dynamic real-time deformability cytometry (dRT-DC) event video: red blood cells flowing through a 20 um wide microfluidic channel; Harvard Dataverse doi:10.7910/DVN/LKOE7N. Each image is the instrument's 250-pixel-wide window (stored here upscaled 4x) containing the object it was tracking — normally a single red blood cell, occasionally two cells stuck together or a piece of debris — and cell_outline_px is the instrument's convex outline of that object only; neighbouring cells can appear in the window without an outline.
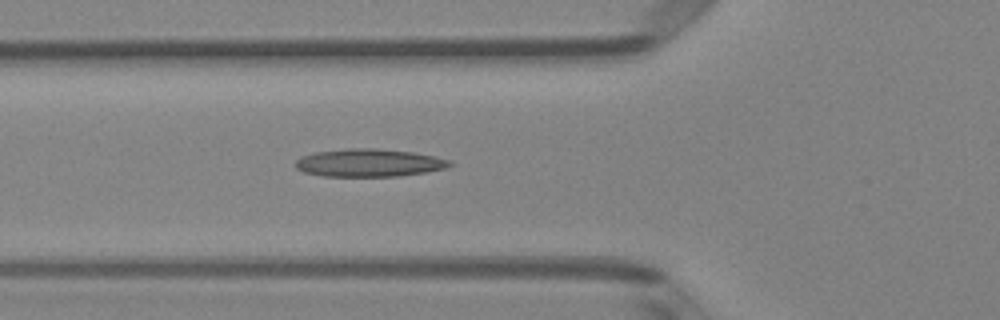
{"species": "Egyptian fruit bat (a non-hibernating species)", "species_latin": "Rousettus aegyptiacus", "temperature_condition": "room temperature", "stored_images_in_passage": 26, "camera_frame_rate_fps": 3000, "um_per_image_px": 0.085, "animal": {"sex": "female"}, "frame": {"image": 1, "passage_image": 8, "time_ms": 2.333, "image_size_px": [1000, 320], "cell_outline_px": [[452, 164], [444, 168], [424, 172], [400, 176], [324, 176], [304, 172], [296, 168], [296, 160], [300, 156], [316, 152], [348, 148], [376, 148], [412, 152], [452, 160]], "centroid_in_image_um": [31.34, 13.83], "position_along_channel_um": 94.5, "area_um2": 24.85}}
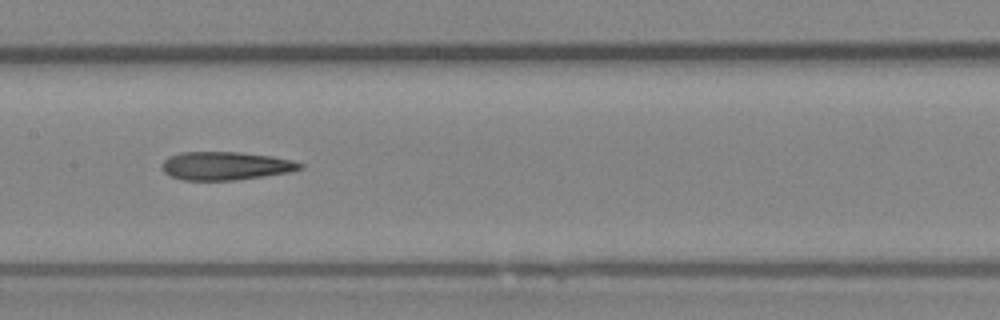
{"frame": {"image": 2, "passage_image": 15, "time_ms": 4.667, "image_size_px": [1000, 320], "cell_outline_px": [[304, 168], [288, 172], [236, 180], [184, 180], [172, 176], [164, 172], [164, 160], [168, 156], [180, 152], [240, 152], [272, 156], [292, 160], [304, 164]], "centroid_in_image_um": [19.2, 14.09], "position_along_channel_um": 188.2, "area_um2": 22.6}}
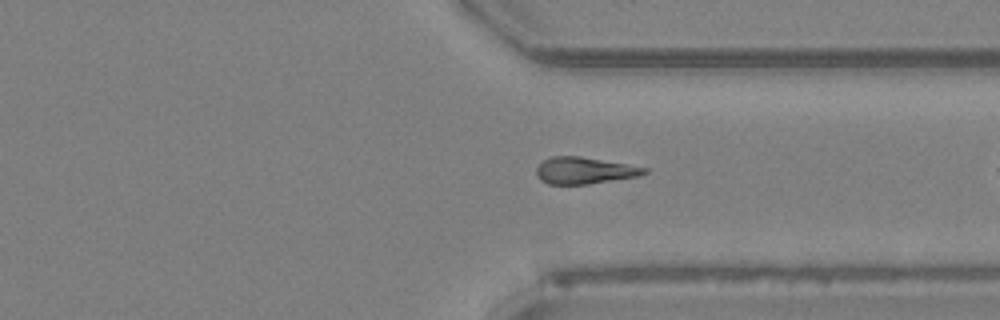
{"frame": {"image": 3, "passage_image": 25, "time_ms": 8.0, "image_size_px": [1000, 320], "cell_outline_px": [[648, 172], [640, 176], [588, 184], [548, 184], [540, 180], [536, 176], [536, 168], [544, 160], [552, 156], [580, 156], [648, 168]], "centroid_in_image_um": [49.66, 14.5], "position_along_channel_um": 361.7, "area_um2": 16.76}}